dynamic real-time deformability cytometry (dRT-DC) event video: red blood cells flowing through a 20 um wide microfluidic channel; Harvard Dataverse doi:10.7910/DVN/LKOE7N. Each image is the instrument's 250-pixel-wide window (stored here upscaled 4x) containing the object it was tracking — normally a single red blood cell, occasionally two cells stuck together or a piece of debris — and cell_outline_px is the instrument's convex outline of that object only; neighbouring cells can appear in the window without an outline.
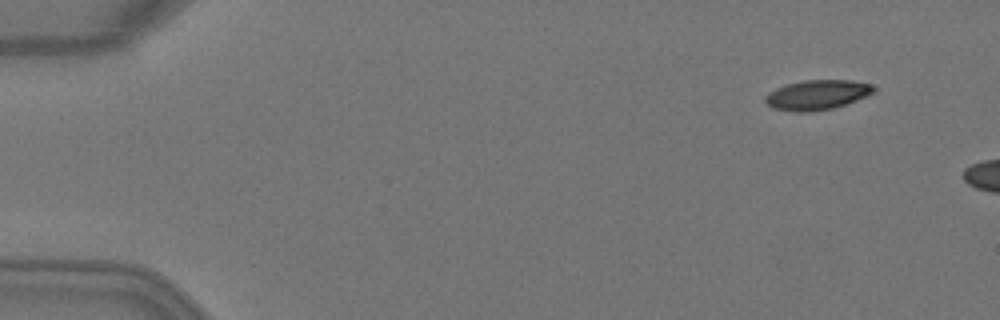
{"species": "Egyptian fruit bat (a non-hibernating species)", "species_latin": "Rousettus aegyptiacus", "temperature_condition": "warm", "stored_images_in_passage": 3, "camera_frame_rate_fps": 3000, "um_per_image_px": 0.085, "animal": {"sex": "female"}, "frame": {"image": 1, "passage_image": 2, "time_ms": 0.333, "image_size_px": [1000, 320], "cell_outline_px": [[876, 92], [868, 96], [832, 108], [812, 112], [796, 112], [772, 108], [764, 100], [764, 96], [768, 92], [776, 88], [788, 84], [804, 80], [852, 80], [872, 84], [876, 88]], "centroid_in_image_um": [69.47, 8.06], "position_along_channel_um": 15.5, "area_um2": 18.96}}